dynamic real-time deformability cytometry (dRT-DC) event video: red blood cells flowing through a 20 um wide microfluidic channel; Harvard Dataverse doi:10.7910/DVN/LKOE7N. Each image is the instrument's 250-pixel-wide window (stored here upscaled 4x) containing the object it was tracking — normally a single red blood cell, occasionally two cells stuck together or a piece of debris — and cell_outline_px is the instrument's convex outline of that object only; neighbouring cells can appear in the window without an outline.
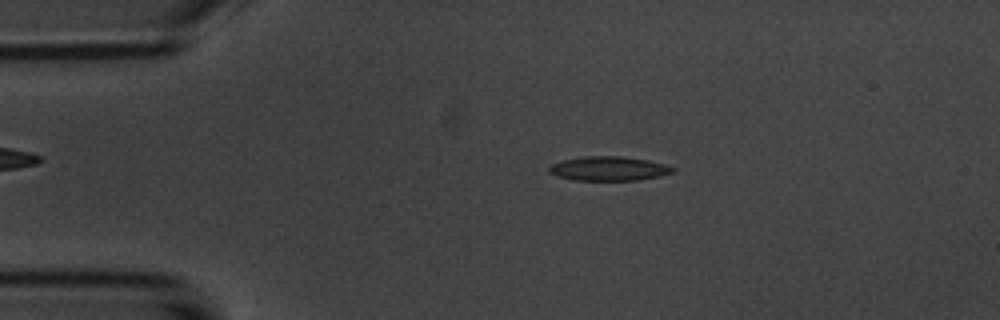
{"species": "common noctule bat (a hibernating species)", "species_latin": "Nyctalus noctula", "temperature_condition": "room temperature", "stored_images_in_passage": 3, "camera_frame_rate_fps": 3000, "um_per_image_px": 0.085, "animal": {"sex": "male", "body_mass_g": 20.1, "forearm_length_mm": 53.5}, "frame": {"image": 1, "passage_image": 2, "time_ms": 2.0, "image_size_px": [1000, 320], "cell_outline_px": [[676, 172], [660, 176], [640, 180], [572, 180], [556, 176], [548, 172], [548, 168], [552, 164], [564, 160], [584, 156], [620, 156], [648, 160], [664, 164], [676, 168]], "centroid_in_image_um": [51.76, 14.34], "position_along_channel_um": 33.2, "area_um2": 17.57}}